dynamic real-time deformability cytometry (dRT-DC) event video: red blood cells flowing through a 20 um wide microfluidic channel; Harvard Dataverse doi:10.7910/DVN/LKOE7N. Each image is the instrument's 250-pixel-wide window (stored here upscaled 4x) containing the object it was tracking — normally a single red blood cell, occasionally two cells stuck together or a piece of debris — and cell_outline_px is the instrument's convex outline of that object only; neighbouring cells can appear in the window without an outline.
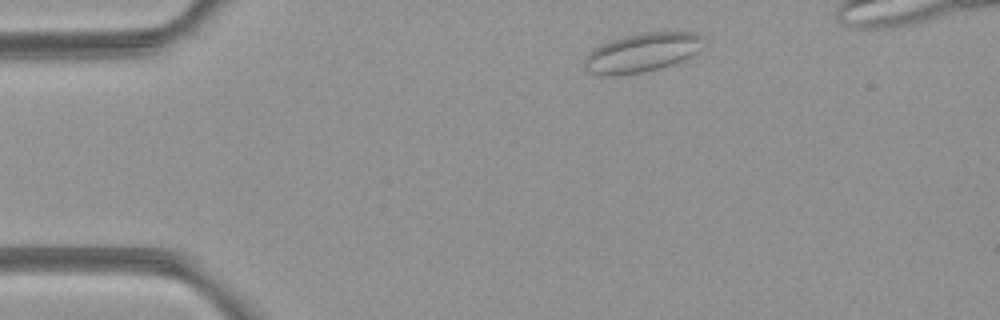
{"species": "common noctule bat (a hibernating species)", "species_latin": "Nyctalus noctula", "temperature_condition": "room temperature", "stored_images_in_passage": 4, "camera_frame_rate_fps": 3000, "um_per_image_px": 0.085, "animal": {"sex": "female", "body_mass_g": 21.9}, "frame": {"image": 1, "passage_image": 1, "time_ms": 0.0, "image_size_px": [1000, 320], "cell_outline_px": [[700, 36], [696, 52], [692, 56], [684, 60], [660, 68], [640, 72], [616, 76], [608, 76], [584, 72], [584, 60], [600, 44], [624, 36], [640, 32], [692, 32]], "centroid_in_image_um": [54.49, 4.49], "position_along_channel_um": 30.5, "area_um2": 26.59}}